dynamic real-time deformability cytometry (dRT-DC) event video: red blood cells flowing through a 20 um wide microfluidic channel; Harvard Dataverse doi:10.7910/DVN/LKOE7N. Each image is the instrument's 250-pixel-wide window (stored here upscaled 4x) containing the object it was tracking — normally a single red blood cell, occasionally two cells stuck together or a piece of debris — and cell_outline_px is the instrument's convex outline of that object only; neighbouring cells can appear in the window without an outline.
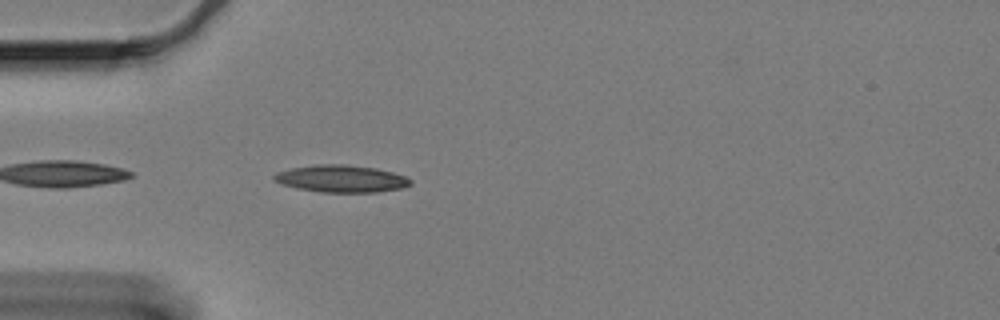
{"species": "Egyptian fruit bat (a non-hibernating species)", "species_latin": "Rousettus aegyptiacus", "temperature_condition": "cold", "stored_images_in_passage": 24, "camera_frame_rate_fps": 3000, "um_per_image_px": 0.085, "animal": {"sex": "female"}, "frame": {"image": 1, "passage_image": 3, "time_ms": 0.667, "image_size_px": [1000, 320], "cell_outline_px": [[412, 184], [404, 188], [376, 192], [320, 192], [296, 188], [280, 184], [272, 180], [272, 176], [276, 172], [288, 168], [316, 164], [348, 164], [376, 168], [408, 176], [412, 180]], "centroid_in_image_um": [28.99, 15.18], "position_along_channel_um": 56.0, "area_um2": 22.08}}
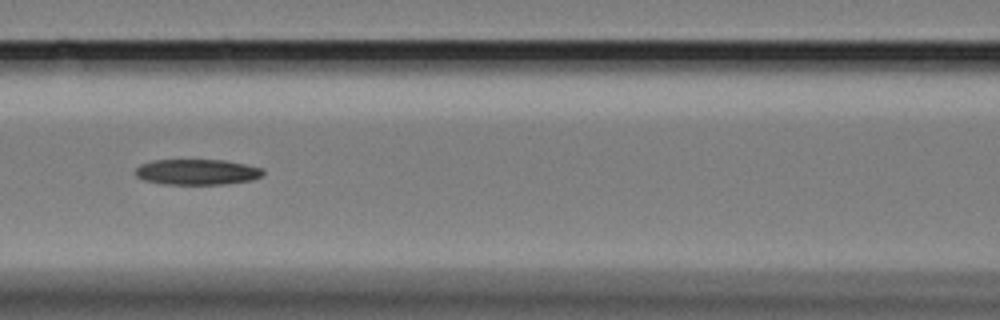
{"frame": {"image": 2, "passage_image": 12, "time_ms": 3.667, "image_size_px": [1000, 320], "cell_outline_px": [[264, 172], [260, 176], [252, 180], [224, 184], [164, 184], [144, 180], [136, 176], [136, 168], [140, 164], [152, 160], [224, 160], [264, 168]], "centroid_in_image_um": [16.74, 14.61], "position_along_channel_um": 149.9, "area_um2": 19.02}}
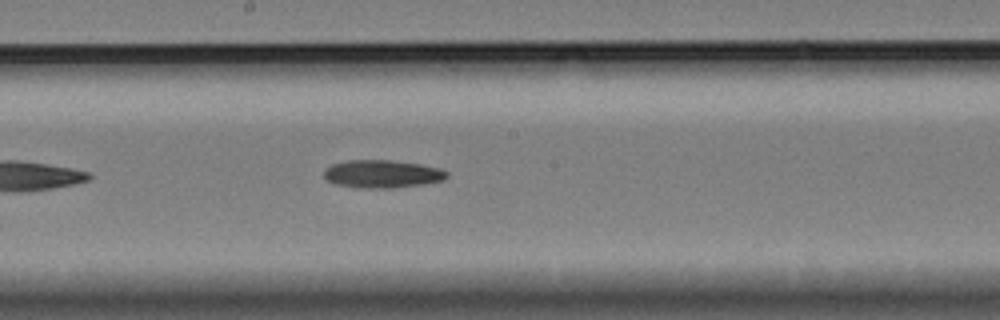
{"frame": {"image": 3, "passage_image": 18, "time_ms": 5.667, "image_size_px": [1000, 320], "cell_outline_px": [[448, 176], [444, 180], [424, 184], [392, 188], [360, 188], [336, 184], [328, 180], [324, 176], [324, 172], [332, 164], [348, 160], [392, 160], [420, 164], [440, 168], [448, 172]], "centroid_in_image_um": [32.53, 14.78], "position_along_channel_um": 215.7, "area_um2": 19.94}}